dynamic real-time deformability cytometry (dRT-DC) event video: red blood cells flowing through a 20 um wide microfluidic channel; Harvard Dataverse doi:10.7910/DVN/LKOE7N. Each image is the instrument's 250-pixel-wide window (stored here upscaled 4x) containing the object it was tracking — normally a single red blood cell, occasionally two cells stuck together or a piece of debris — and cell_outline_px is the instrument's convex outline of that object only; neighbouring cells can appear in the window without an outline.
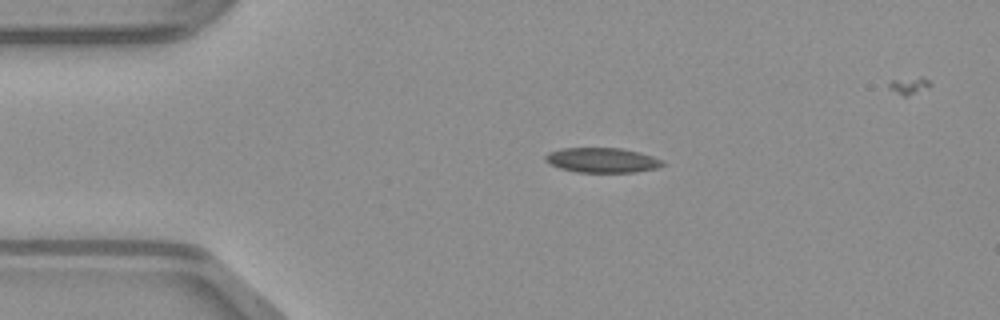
{"species": "common noctule bat (a hibernating species)", "species_latin": "Nyctalus noctula", "temperature_condition": "warm", "stored_images_in_passage": 36, "camera_frame_rate_fps": 3000, "um_per_image_px": 0.085, "animal": {"sex": "male", "body_mass_g": 23.1, "forearm_length_mm": 52.7}, "frame": {"image": 1, "passage_image": 1, "time_ms": 0.0, "image_size_px": [1000, 320], "cell_outline_px": [[664, 164], [656, 168], [636, 172], [576, 172], [560, 168], [548, 164], [544, 160], [544, 156], [548, 152], [560, 148], [620, 148], [640, 152], [664, 160]], "centroid_in_image_um": [51.14, 13.61], "position_along_channel_um": 33.9, "area_um2": 17.11}}
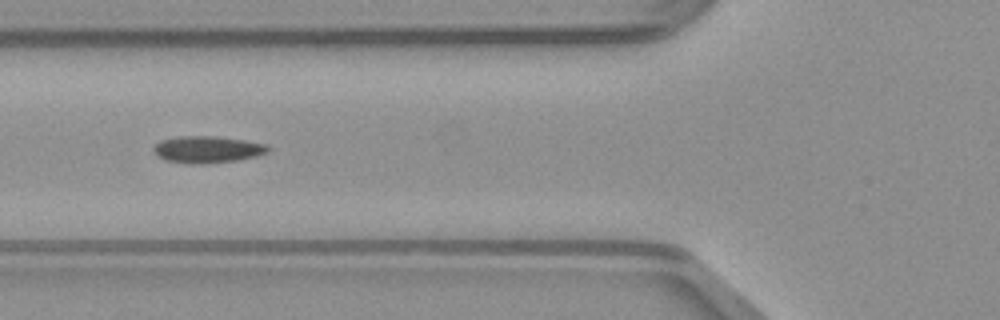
{"frame": {"image": 2, "passage_image": 9, "time_ms": 2.667, "image_size_px": [1000, 320], "cell_outline_px": [[272, 148], [268, 152], [256, 156], [236, 160], [200, 164], [188, 164], [164, 160], [156, 156], [152, 152], [152, 148], [160, 140], [180, 136], [216, 136], [244, 140], [264, 144]], "centroid_in_image_um": [17.57, 12.71], "position_along_channel_um": 108.2, "area_um2": 18.03}}
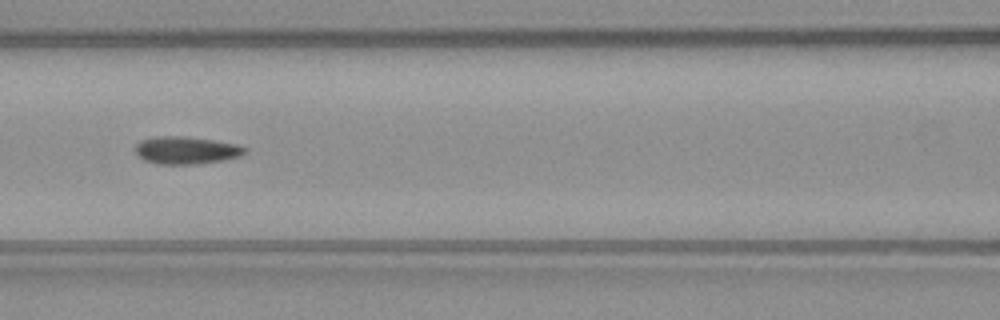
{"frame": {"image": 3, "passage_image": 12, "time_ms": 3.667, "image_size_px": [1000, 320], "cell_outline_px": [[248, 152], [240, 156], [224, 160], [196, 164], [156, 164], [144, 160], [136, 152], [136, 144], [140, 140], [156, 136], [184, 136], [240, 144], [248, 148]], "centroid_in_image_um": [15.87, 12.77], "position_along_channel_um": 150.7, "area_um2": 17.74}}